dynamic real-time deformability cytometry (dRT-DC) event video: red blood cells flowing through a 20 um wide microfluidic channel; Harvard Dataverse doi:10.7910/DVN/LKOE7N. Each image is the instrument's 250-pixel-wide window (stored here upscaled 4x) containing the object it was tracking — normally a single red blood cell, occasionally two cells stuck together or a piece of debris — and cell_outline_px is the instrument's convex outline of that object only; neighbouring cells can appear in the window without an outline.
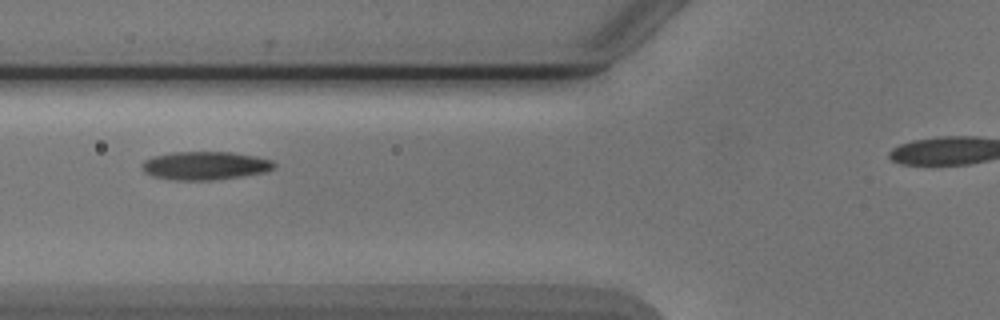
{"species": "Egyptian fruit bat (a non-hibernating species)", "species_latin": "Rousettus aegyptiacus", "temperature_condition": "cold", "stored_images_in_passage": 6, "segment_of_instrument_passage": [1, 2], "camera_frame_rate_fps": 3000, "um_per_image_px": 0.085, "animal": {"sex": "male"}, "frame": {"image": 1, "passage_image": 3, "time_ms": 2.333, "image_size_px": [1000, 320], "cell_outline_px": [[276, 168], [264, 172], [240, 176], [212, 180], [172, 180], [152, 176], [144, 172], [140, 164], [144, 160], [152, 156], [172, 152], [232, 152], [256, 156], [272, 160], [276, 164]], "centroid_in_image_um": [17.41, 14.07], "position_along_channel_um": 108.4, "area_um2": 21.96}}
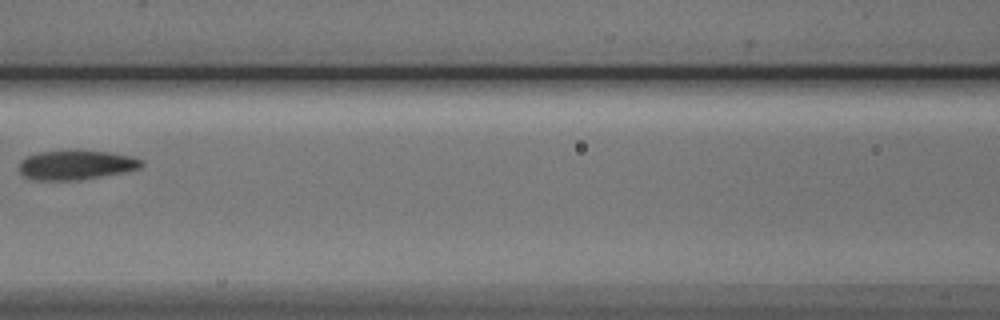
{"frame": {"image": 2, "passage_image": 4, "time_ms": 3.667, "image_size_px": [1000, 320], "cell_outline_px": [[144, 164], [140, 168], [124, 172], [76, 180], [32, 180], [24, 176], [20, 172], [20, 160], [24, 156], [40, 152], [108, 152], [132, 156], [144, 160]], "centroid_in_image_um": [6.46, 14.04], "position_along_channel_um": 160.1, "area_um2": 20.58}}
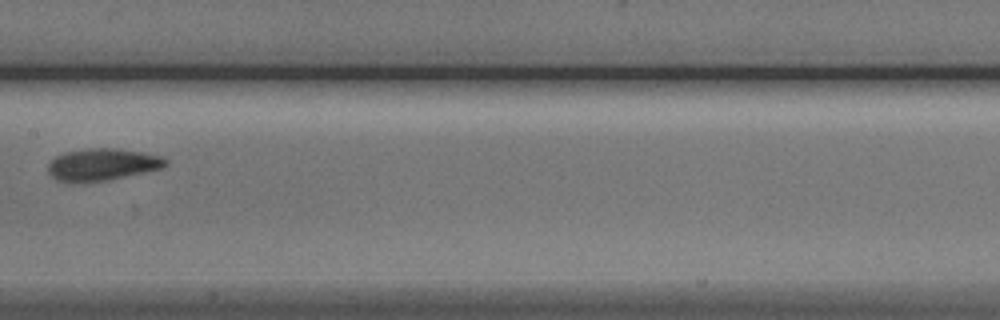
{"frame": {"image": 3, "passage_image": 5, "time_ms": 4.667, "image_size_px": [1000, 320], "cell_outline_px": [[168, 164], [164, 168], [108, 180], [56, 180], [48, 172], [48, 164], [56, 156], [64, 152], [88, 148], [112, 148], [140, 152], [160, 156], [168, 160]], "centroid_in_image_um": [8.74, 13.96], "position_along_channel_um": 198.7, "area_um2": 21.44}}